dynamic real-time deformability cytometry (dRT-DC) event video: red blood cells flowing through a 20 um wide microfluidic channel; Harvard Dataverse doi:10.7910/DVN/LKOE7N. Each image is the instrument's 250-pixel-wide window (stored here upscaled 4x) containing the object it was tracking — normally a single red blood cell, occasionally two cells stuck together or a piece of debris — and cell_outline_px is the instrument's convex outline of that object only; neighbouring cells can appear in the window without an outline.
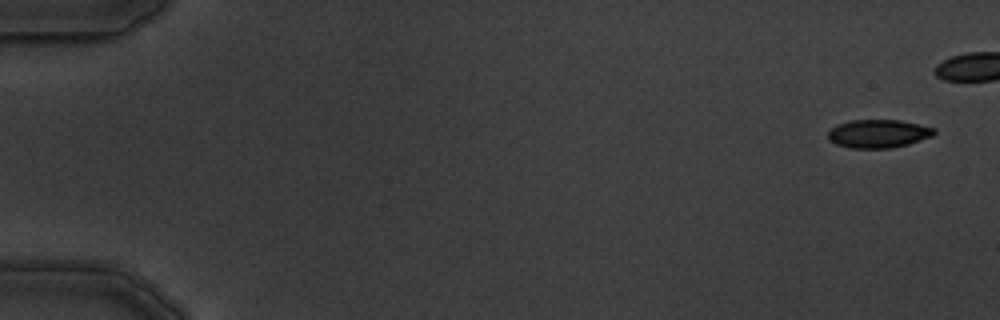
{"species": "common noctule bat (a hibernating species)", "species_latin": "Nyctalus noctula", "temperature_condition": "warm", "stored_images_in_passage": 7, "camera_frame_rate_fps": 3000, "um_per_image_px": 0.085, "animal": {"sex": "male", "body_mass_g": 19.5, "forearm_length_mm": 54.6}, "frame": {"image": 1, "passage_image": 1, "time_ms": 0.0, "image_size_px": [1000, 320], "cell_outline_px": [[936, 132], [932, 136], [908, 144], [892, 148], [852, 148], [836, 144], [828, 140], [828, 132], [836, 124], [852, 120], [900, 120], [936, 128]], "centroid_in_image_um": [74.65, 11.36], "position_along_channel_um": 10.3, "area_um2": 17.51}}
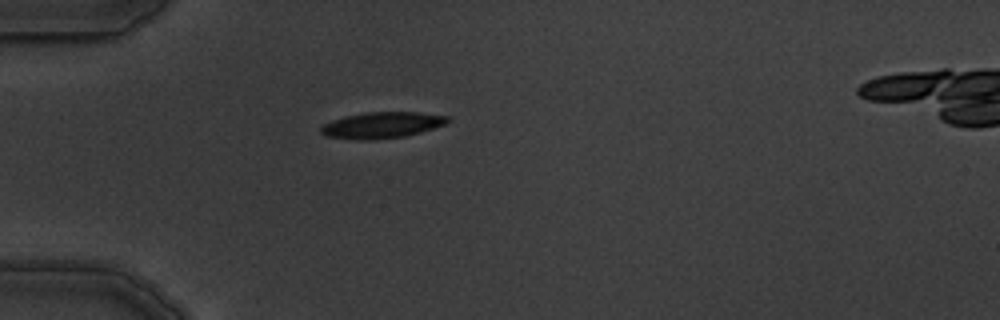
{"frame": {"image": 2, "passage_image": 6, "time_ms": 6.333, "image_size_px": [1000, 320], "cell_outline_px": [[452, 120], [444, 124], [420, 132], [404, 136], [372, 140], [360, 140], [324, 136], [320, 132], [320, 128], [324, 124], [332, 120], [344, 116], [364, 112], [416, 112], [448, 116]], "centroid_in_image_um": [32.42, 10.63], "position_along_channel_um": 52.6, "area_um2": 19.31}}